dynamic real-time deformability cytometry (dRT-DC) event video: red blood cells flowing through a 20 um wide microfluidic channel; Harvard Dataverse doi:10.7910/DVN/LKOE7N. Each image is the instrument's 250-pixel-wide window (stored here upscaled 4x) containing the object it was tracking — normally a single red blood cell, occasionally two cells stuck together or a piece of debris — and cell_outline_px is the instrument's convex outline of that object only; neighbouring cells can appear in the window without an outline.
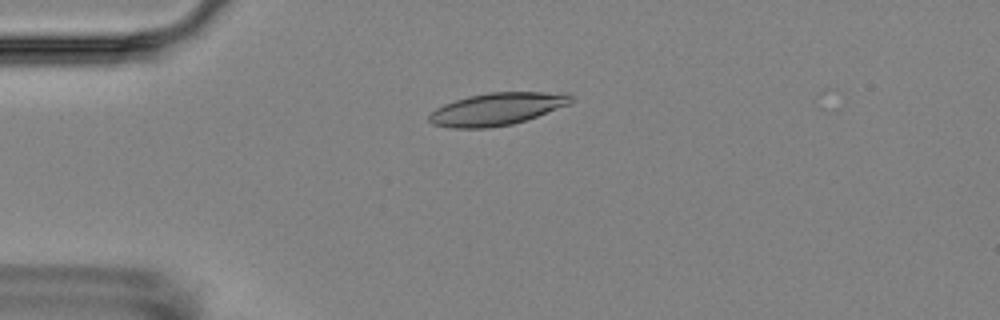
{"species": "Egyptian fruit bat (a non-hibernating species)", "species_latin": "Rousettus aegyptiacus", "temperature_condition": "room temperature", "stored_images_in_passage": 2, "camera_frame_rate_fps": 3000, "um_per_image_px": 0.085, "animal": {"sex": "female"}, "frame": {"image": 1, "passage_image": 1, "time_ms": 0.0, "image_size_px": [1000, 320], "cell_outline_px": [[576, 100], [568, 104], [536, 116], [512, 124], [488, 128], [448, 128], [432, 124], [428, 120], [428, 116], [436, 108], [444, 104], [468, 96], [488, 92], [568, 92], [576, 96]], "centroid_in_image_um": [42.26, 9.25], "position_along_channel_um": 42.7, "area_um2": 26.93}}